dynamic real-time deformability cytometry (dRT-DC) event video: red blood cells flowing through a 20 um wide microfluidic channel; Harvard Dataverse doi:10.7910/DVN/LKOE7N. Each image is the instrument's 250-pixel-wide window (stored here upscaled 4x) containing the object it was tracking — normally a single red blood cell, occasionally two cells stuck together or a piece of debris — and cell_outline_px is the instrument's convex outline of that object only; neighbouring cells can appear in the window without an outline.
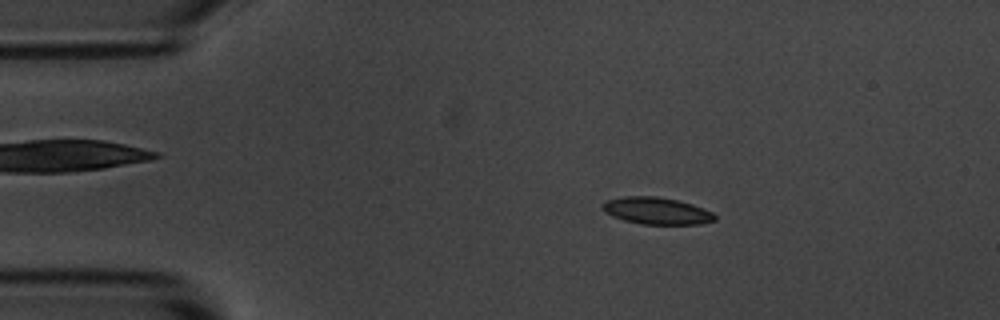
{"species": "common noctule bat (a hibernating species)", "species_latin": "Nyctalus noctula", "temperature_condition": "room temperature", "stored_images_in_passage": 50, "camera_frame_rate_fps": 3000, "um_per_image_px": 0.085, "animal": {"sex": "male", "body_mass_g": 20.1, "forearm_length_mm": 53.5}, "frame": {"image": 1, "passage_image": 9, "time_ms": 2.667, "image_size_px": [1000, 320], "cell_outline_px": [[716, 220], [700, 224], [640, 224], [624, 220], [612, 216], [604, 212], [600, 208], [604, 200], [624, 196], [656, 196], [676, 200], [692, 204], [712, 212], [716, 216]], "centroid_in_image_um": [55.76, 17.92], "position_along_channel_um": 29.2, "area_um2": 17.74}}
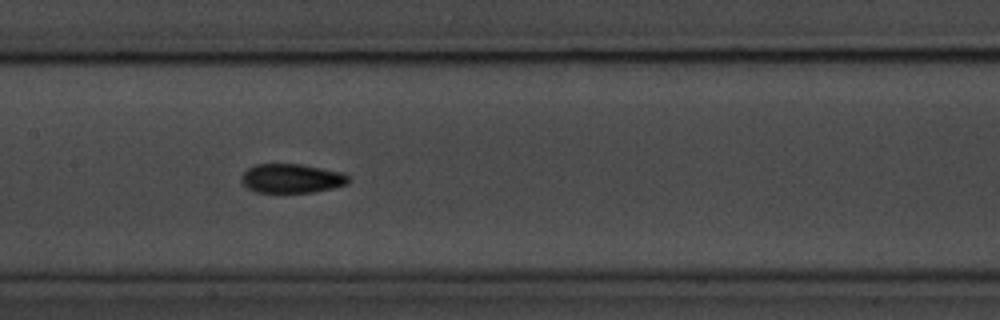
{"frame": {"image": 2, "passage_image": 26, "time_ms": 8.333, "image_size_px": [1000, 320], "cell_outline_px": [[348, 184], [316, 192], [256, 192], [248, 188], [240, 180], [240, 176], [248, 168], [256, 164], [300, 164], [344, 172], [348, 176]], "centroid_in_image_um": [24.79, 15.16], "position_along_channel_um": 182.6, "area_um2": 18.21}}
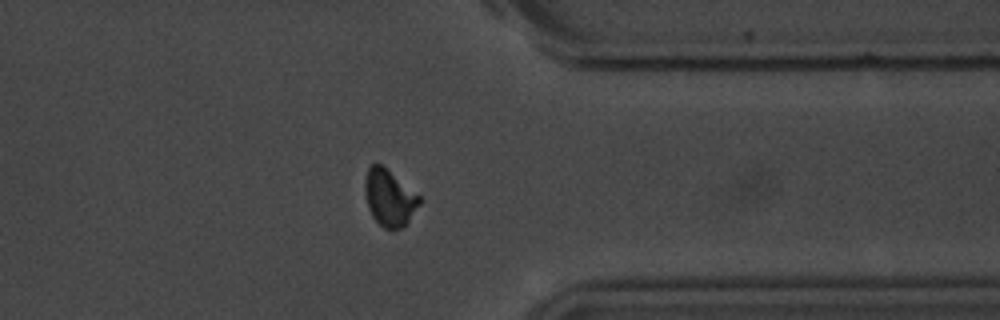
{"frame": {"image": 3, "passage_image": 43, "time_ms": 14.0, "image_size_px": [1000, 320], "cell_outline_px": [[424, 200], [408, 220], [400, 228], [392, 232], [384, 228], [372, 216], [368, 208], [364, 192], [364, 180], [368, 168], [372, 164], [380, 164], [420, 196]], "centroid_in_image_um": [33.09, 16.84], "position_along_channel_um": 378.3, "area_um2": 17.92}, "authors_computed_cell_mechanics": {"area_um2": 17.6868, "velocity_mm_per_s": 3.5869, "shape_relaxation_time_tau1_ms": 2.9064, "shape_relaxation_time_tau2_ms": 2.5508, "deformation_change_tau1": 0.119, "deformation_change_tau2": 0.0732}}